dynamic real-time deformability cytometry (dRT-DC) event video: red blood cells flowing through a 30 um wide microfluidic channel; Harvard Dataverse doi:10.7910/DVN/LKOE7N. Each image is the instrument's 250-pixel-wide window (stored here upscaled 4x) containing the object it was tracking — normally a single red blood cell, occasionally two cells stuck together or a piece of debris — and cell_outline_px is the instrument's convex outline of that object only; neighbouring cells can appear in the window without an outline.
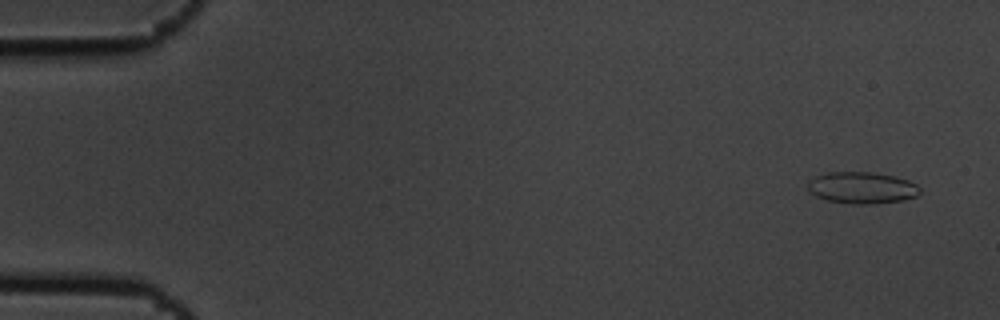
{"species": "common noctule bat (a hibernating species)", "species_latin": "Nyctalus noctula", "temperature_condition": "cold", "stored_images_in_passage": 6, "camera_frame_rate_fps": 3000, "um_per_image_px": 0.085, "animal": {"sex": "male", "body_mass_g": 19.5, "forearm_length_mm": 54.6}, "frame": {"image": 1, "passage_image": 1, "time_ms": 0.0, "image_size_px": [1000, 320], "cell_outline_px": [[920, 192], [916, 196], [904, 200], [872, 204], [852, 204], [828, 200], [816, 196], [808, 192], [808, 184], [816, 176], [828, 172], [872, 172], [892, 176], [908, 180], [916, 184], [920, 188]], "centroid_in_image_um": [73.27, 15.96], "position_along_channel_um": 11.7, "area_um2": 20.58}}
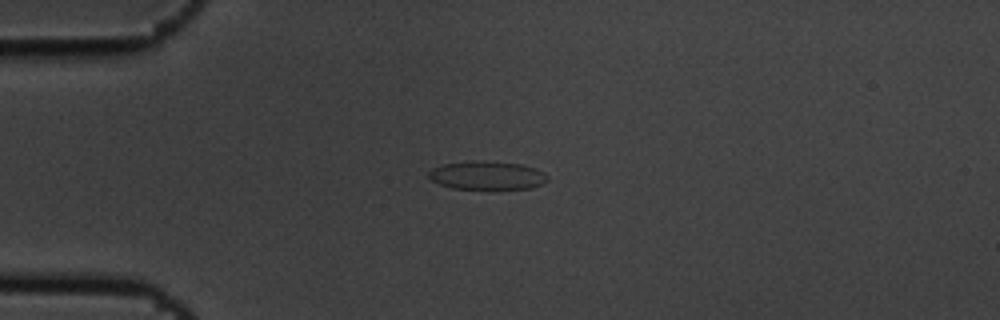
{"frame": {"image": 2, "passage_image": 4, "time_ms": 1.0, "image_size_px": [1000, 320], "cell_outline_px": [[548, 180], [544, 184], [532, 188], [452, 188], [440, 184], [432, 180], [428, 176], [428, 172], [432, 168], [440, 164], [472, 160], [484, 160], [520, 164], [536, 168], [544, 172], [548, 176]], "centroid_in_image_um": [41.41, 14.88], "position_along_channel_um": 43.6, "area_um2": 19.83}}